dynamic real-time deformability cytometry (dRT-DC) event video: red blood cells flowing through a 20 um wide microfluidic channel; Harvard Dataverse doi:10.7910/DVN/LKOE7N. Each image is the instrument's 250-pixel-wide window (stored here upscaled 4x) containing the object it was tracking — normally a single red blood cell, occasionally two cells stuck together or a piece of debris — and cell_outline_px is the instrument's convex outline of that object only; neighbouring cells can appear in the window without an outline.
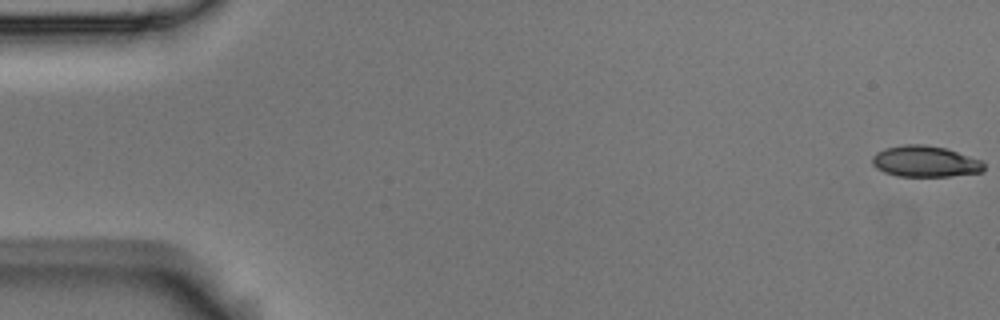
{"species": "Egyptian fruit bat (a non-hibernating species)", "species_latin": "Rousettus aegyptiacus", "temperature_condition": "room temperature", "stored_images_in_passage": 15, "camera_frame_rate_fps": 3000, "um_per_image_px": 0.085, "animal": {"sex": "male"}, "frame": {"image": 1, "passage_image": 1, "time_ms": 0.0, "image_size_px": [1000, 320], "cell_outline_px": [[984, 172], [948, 176], [900, 176], [884, 172], [876, 168], [872, 164], [872, 156], [876, 152], [884, 148], [904, 144], [924, 144], [944, 148], [980, 160], [984, 164]], "centroid_in_image_um": [78.6, 13.72], "position_along_channel_um": 6.4, "area_um2": 20.17}}
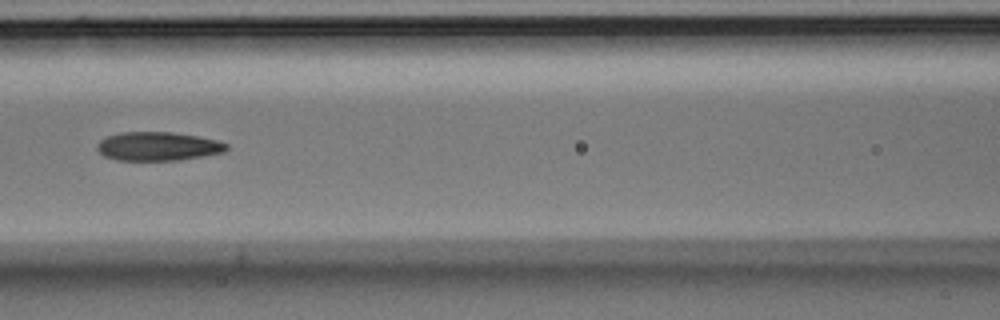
{"frame": {"image": 2, "passage_image": 7, "time_ms": 2.0, "image_size_px": [1000, 320], "cell_outline_px": [[228, 148], [224, 152], [204, 156], [180, 160], [116, 160], [104, 156], [96, 148], [100, 140], [108, 136], [120, 132], [172, 132], [196, 136], [216, 140], [228, 144]], "centroid_in_image_um": [13.43, 12.44], "position_along_channel_um": 153.2, "area_um2": 21.62}}
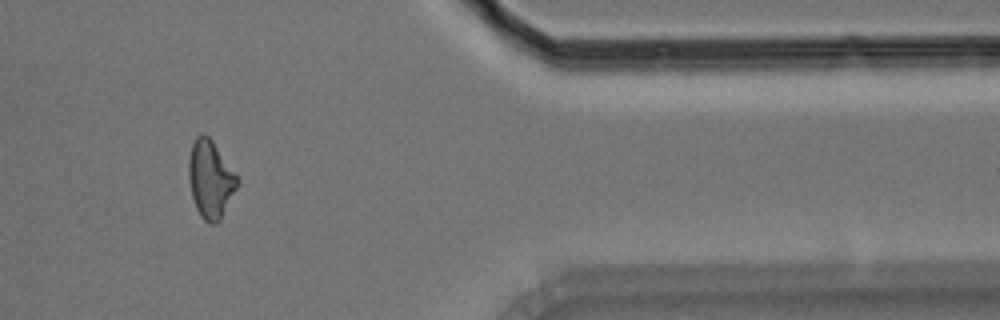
{"frame": {"image": 3, "passage_image": 13, "time_ms": 4.0, "image_size_px": [1000, 320], "cell_outline_px": [[240, 184], [220, 220], [216, 224], [208, 224], [200, 216], [196, 208], [192, 196], [188, 176], [188, 160], [192, 144], [196, 136], [204, 132], [212, 140], [236, 172], [240, 180]], "centroid_in_image_um": [17.91, 15.24], "position_along_channel_um": 393.5, "area_um2": 22.43}}